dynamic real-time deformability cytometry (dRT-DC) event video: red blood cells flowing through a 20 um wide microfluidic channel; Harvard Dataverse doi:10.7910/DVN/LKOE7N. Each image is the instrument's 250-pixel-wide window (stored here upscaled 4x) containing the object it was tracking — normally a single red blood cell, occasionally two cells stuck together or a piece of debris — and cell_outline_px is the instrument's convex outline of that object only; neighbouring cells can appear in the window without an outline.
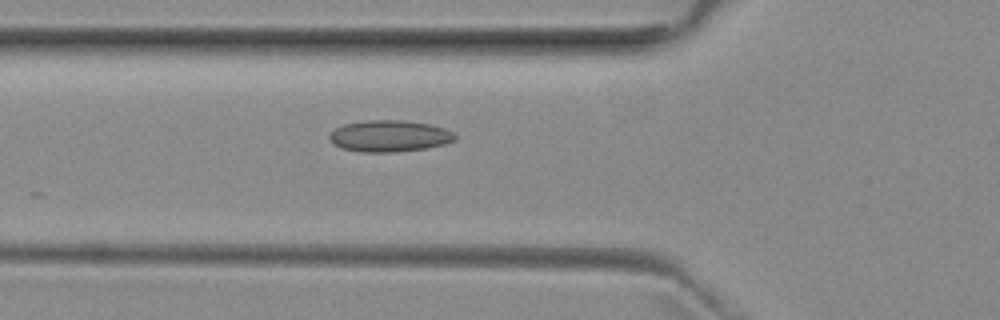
{"species": "common noctule bat (a hibernating species)", "species_latin": "Nyctalus noctula", "temperature_condition": "room temperature", "stored_images_in_passage": 23, "camera_frame_rate_fps": 3000, "um_per_image_px": 0.085, "animal": {"sex": "female", "body_mass_g": 29.2, "forearm_length_mm": 56.3}, "frame": {"image": 1, "passage_image": 18, "time_ms": 5.667, "image_size_px": [1000, 320], "cell_outline_px": [[456, 140], [444, 144], [424, 148], [396, 152], [364, 152], [340, 148], [328, 136], [336, 128], [344, 124], [364, 120], [400, 120], [428, 124], [444, 128], [456, 132]], "centroid_in_image_um": [33.13, 11.56], "position_along_channel_um": 92.7, "area_um2": 22.95}}
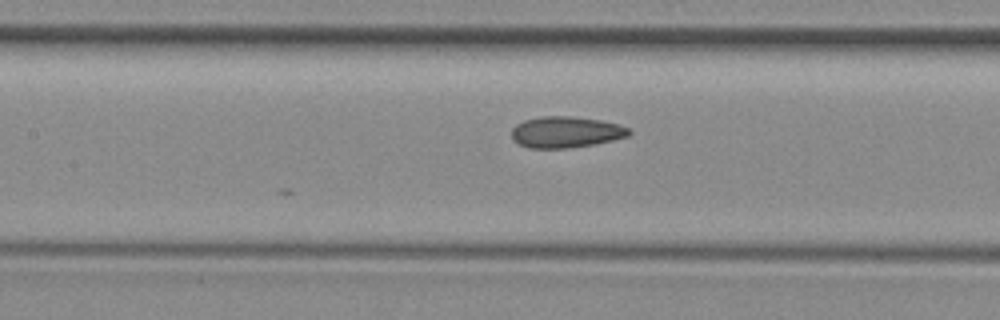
{"frame": {"image": 2, "passage_image": 23, "time_ms": 7.333, "image_size_px": [1000, 320], "cell_outline_px": [[632, 132], [628, 136], [596, 144], [568, 148], [528, 148], [512, 140], [512, 128], [516, 124], [524, 120], [540, 116], [568, 116], [600, 120], [620, 124], [628, 128]], "centroid_in_image_um": [48.09, 11.23], "position_along_channel_um": 159.3, "area_um2": 21.44}}